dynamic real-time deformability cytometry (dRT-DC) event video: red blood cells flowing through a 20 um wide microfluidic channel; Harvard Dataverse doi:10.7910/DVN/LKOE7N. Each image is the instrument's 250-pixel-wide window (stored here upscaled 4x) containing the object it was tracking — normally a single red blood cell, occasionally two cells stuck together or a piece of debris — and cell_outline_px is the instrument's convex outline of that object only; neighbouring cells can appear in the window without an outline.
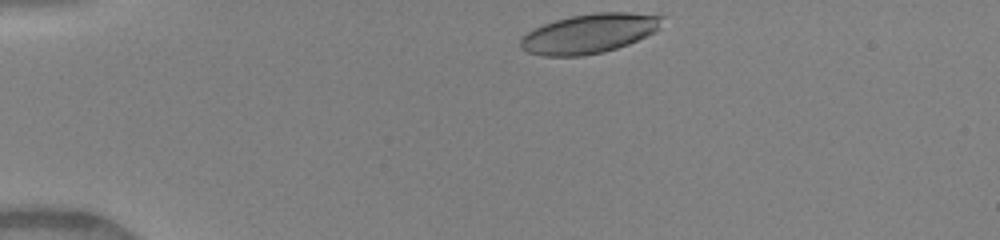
{"species": "human", "species_latin": "Homo sapiens", "temperature_condition": "warm", "stored_images_in_passage": 40, "camera_frame_rate_fps": 3000, "um_per_image_px": 0.085, "donor": {"sex": "female"}, "frame": {"image": 1, "passage_image": 1, "time_ms": 0.0, "image_size_px": [1000, 240], "cell_outline_px": [[668, 16], [660, 28], [628, 44], [604, 52], [580, 56], [544, 56], [528, 52], [520, 48], [520, 40], [528, 32], [544, 24], [556, 20], [572, 16], [596, 12], [628, 12]], "centroid_in_image_um": [50.13, 2.84], "position_along_channel_um": 34.9, "area_um2": 32.43}}
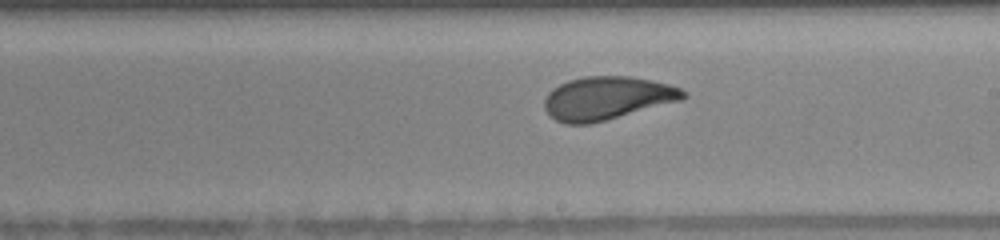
{"frame": {"image": 2, "passage_image": 20, "time_ms": 6.333, "image_size_px": [1000, 240], "cell_outline_px": [[688, 96], [680, 100], [604, 120], [588, 124], [564, 124], [556, 120], [544, 108], [544, 100], [548, 92], [552, 88], [568, 80], [584, 76], [628, 76], [652, 80], [668, 84], [680, 88]], "centroid_in_image_um": [51.55, 8.33], "position_along_channel_um": 237.4, "area_um2": 34.56}}
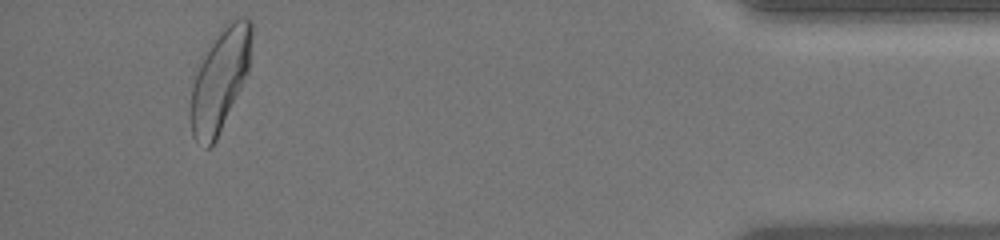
{"frame": {"image": 3, "passage_image": 37, "time_ms": 12.0, "image_size_px": [1000, 240], "cell_outline_px": [[252, 36], [248, 72], [216, 140], [208, 148], [204, 148], [192, 136], [188, 116], [192, 88], [196, 72], [200, 64], [224, 24], [228, 20], [240, 16], [248, 16], [252, 20]], "centroid_in_image_um": [18.69, 6.79], "position_along_channel_um": 416.5, "area_um2": 36.13}, "authors_computed_cell_mechanics": {"area_um2": 34.68, "velocity_mm_per_s": 4.1205, "shape_relaxation_time_tau1_ms": 3.4841, "shape_relaxation_time_tau2_ms": 1.0837, "deformation_change_tau1": 0.1651, "deformation_change_tau2": 0.0707}}